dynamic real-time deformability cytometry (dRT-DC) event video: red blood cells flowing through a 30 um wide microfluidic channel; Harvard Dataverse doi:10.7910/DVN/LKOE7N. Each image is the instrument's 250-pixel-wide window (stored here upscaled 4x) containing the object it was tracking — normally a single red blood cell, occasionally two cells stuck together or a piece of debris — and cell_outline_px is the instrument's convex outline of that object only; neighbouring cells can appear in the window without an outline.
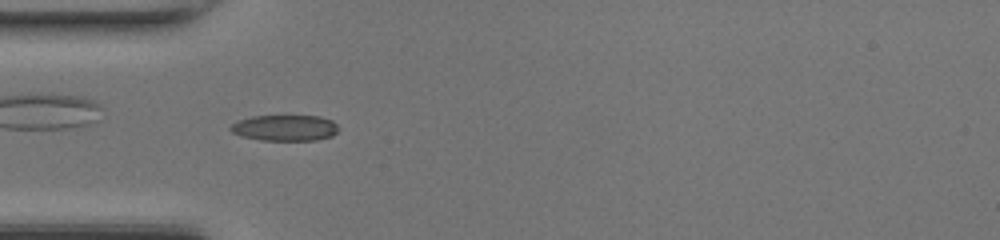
{"species": "common noctule bat (a hibernating species)", "species_latin": "Nyctalus noctula", "temperature_condition": "room temperature", "stored_images_in_passage": 47, "camera_frame_rate_fps": 3000, "um_per_image_px": 0.085, "animal": {"sex": "female", "body_mass_g": 17.0, "forearm_length_mm": 48.0}, "frame": {"image": 1, "passage_image": 14, "time_ms": 4.333, "image_size_px": [1000, 240], "cell_outline_px": [[340, 128], [332, 136], [316, 140], [260, 140], [240, 136], [232, 132], [228, 128], [232, 124], [240, 120], [252, 116], [320, 116], [332, 120]], "centroid_in_image_um": [24.23, 10.87], "position_along_channel_um": 60.8, "area_um2": 16.36}}
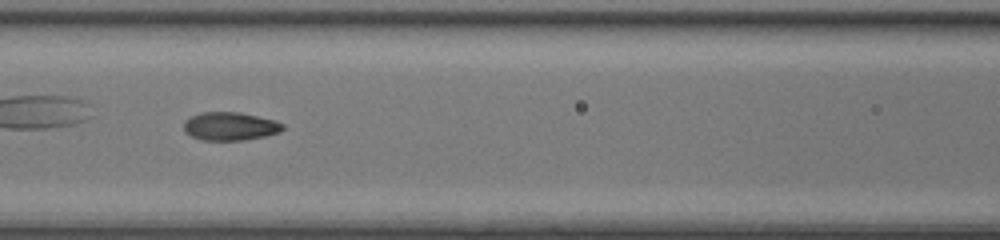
{"frame": {"image": 2, "passage_image": 20, "time_ms": 6.333, "image_size_px": [1000, 240], "cell_outline_px": [[284, 128], [280, 132], [264, 136], [244, 140], [200, 140], [184, 132], [184, 124], [192, 116], [204, 112], [236, 112], [256, 116], [272, 120], [284, 124]], "centroid_in_image_um": [19.55, 10.74], "position_along_channel_um": 147.0, "area_um2": 16.01}}
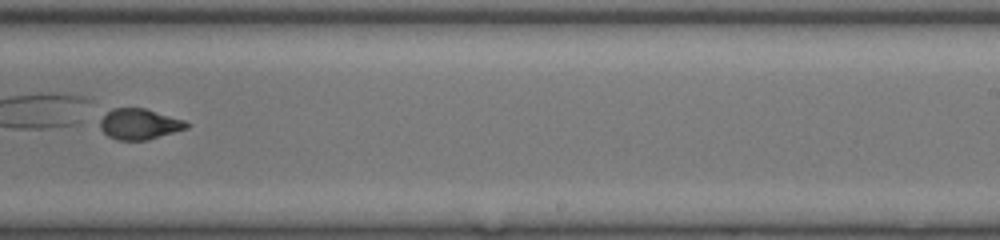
{"frame": {"image": 3, "passage_image": 29, "time_ms": 9.333, "image_size_px": [1000, 240], "cell_outline_px": [[188, 128], [148, 140], [116, 140], [108, 136], [100, 128], [96, 120], [112, 108], [144, 108], [184, 120], [188, 124]], "centroid_in_image_um": [11.78, 10.55], "position_along_channel_um": 277.2, "area_um2": 15.66}, "authors_computed_cell_mechanics": {"area_um2": 16.473, "velocity_mm_per_s": 4.3541, "shape_relaxation_time_tau1_ms": 2.8175, "shape_relaxation_time_tau2_ms": null, "deformation_change_tau1": 0.15, "deformation_change_tau2": null}}